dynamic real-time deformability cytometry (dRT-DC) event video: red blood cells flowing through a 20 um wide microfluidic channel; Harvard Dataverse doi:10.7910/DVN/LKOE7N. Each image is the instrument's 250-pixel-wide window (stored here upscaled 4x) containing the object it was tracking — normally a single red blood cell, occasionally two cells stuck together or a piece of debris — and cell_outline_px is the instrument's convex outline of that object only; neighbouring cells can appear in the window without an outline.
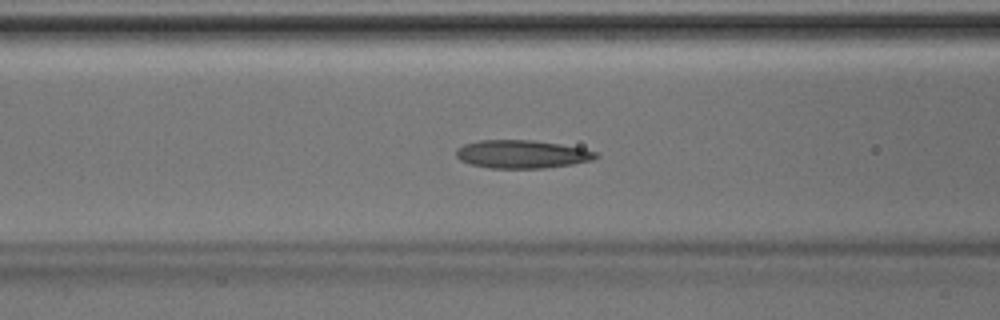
{"species": "Egyptian fruit bat (a non-hibernating species)", "species_latin": "Rousettus aegyptiacus", "temperature_condition": "room temperature", "stored_images_in_passage": 46, "camera_frame_rate_fps": 3000, "um_per_image_px": 0.085, "animal": {"sex": "male"}, "frame": {"image": 1, "passage_image": 19, "time_ms": 6.0, "image_size_px": [1000, 320], "cell_outline_px": [[600, 156], [592, 160], [572, 164], [544, 168], [488, 168], [472, 164], [460, 160], [456, 156], [456, 148], [464, 144], [480, 140], [532, 140], [560, 144], [584, 148], [596, 152]], "centroid_in_image_um": [44.37, 13.1], "position_along_channel_um": 122.2, "area_um2": 22.95}}
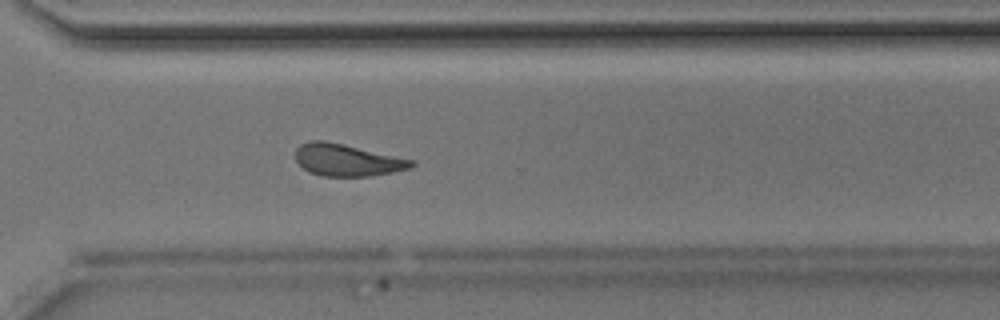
{"frame": {"image": 2, "passage_image": 34, "time_ms": 11.0, "image_size_px": [1000, 320], "cell_outline_px": [[416, 164], [412, 168], [372, 176], [324, 176], [308, 172], [296, 160], [296, 148], [300, 144], [308, 140], [324, 140], [344, 144], [416, 160]], "centroid_in_image_um": [29.53, 13.6], "position_along_channel_um": 341.1, "area_um2": 21.85}}
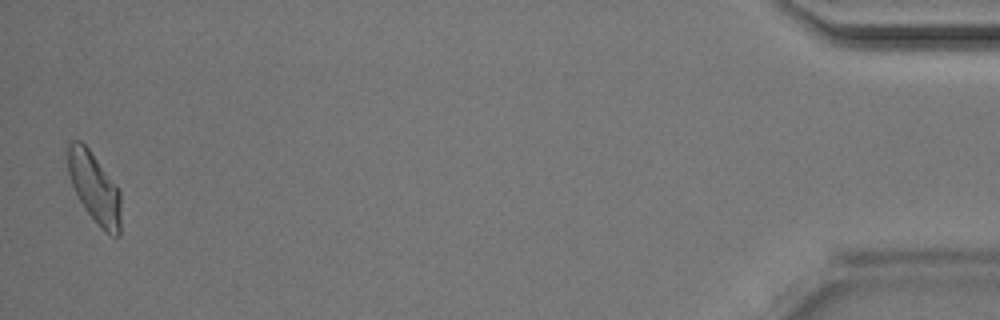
{"frame": {"image": 3, "passage_image": 46, "time_ms": 15.0, "image_size_px": [1000, 320], "cell_outline_px": [[120, 236], [112, 236], [100, 228], [88, 212], [80, 200], [72, 184], [68, 172], [68, 144], [72, 140], [80, 140], [88, 148], [116, 184], [120, 192]], "centroid_in_image_um": [8.04, 15.96], "position_along_channel_um": 427.2, "area_um2": 21.44}}